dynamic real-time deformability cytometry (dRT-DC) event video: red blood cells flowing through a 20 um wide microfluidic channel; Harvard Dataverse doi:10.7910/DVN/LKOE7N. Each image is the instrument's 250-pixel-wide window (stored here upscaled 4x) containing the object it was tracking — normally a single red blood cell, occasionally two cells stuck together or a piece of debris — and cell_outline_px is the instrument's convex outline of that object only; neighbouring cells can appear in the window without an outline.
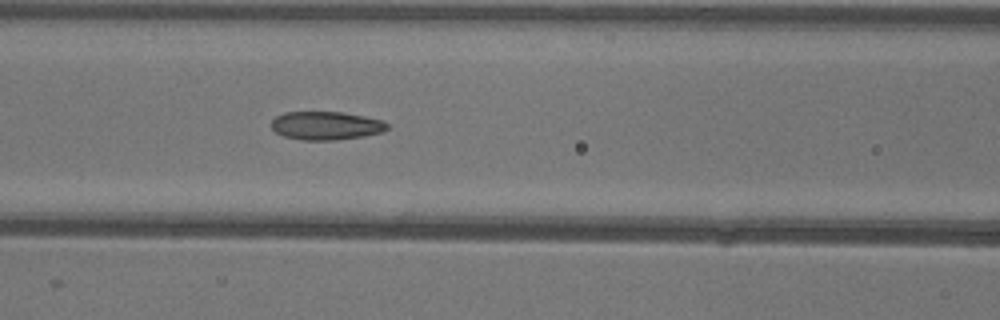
{"species": "common noctule bat (a hibernating species)", "species_latin": "Nyctalus noctula", "temperature_condition": "warm", "stored_images_in_passage": 21, "camera_frame_rate_fps": 3000, "um_per_image_px": 0.085, "animal": {"sex": "female"}, "frame": {"image": 1, "passage_image": 21, "time_ms": 6.667, "image_size_px": [1000, 320], "cell_outline_px": [[388, 128], [384, 132], [364, 136], [336, 140], [300, 140], [284, 136], [276, 132], [272, 128], [272, 120], [276, 116], [284, 112], [344, 112], [384, 120], [388, 124]], "centroid_in_image_um": [27.74, 10.68], "position_along_channel_um": 138.9, "area_um2": 19.31}}